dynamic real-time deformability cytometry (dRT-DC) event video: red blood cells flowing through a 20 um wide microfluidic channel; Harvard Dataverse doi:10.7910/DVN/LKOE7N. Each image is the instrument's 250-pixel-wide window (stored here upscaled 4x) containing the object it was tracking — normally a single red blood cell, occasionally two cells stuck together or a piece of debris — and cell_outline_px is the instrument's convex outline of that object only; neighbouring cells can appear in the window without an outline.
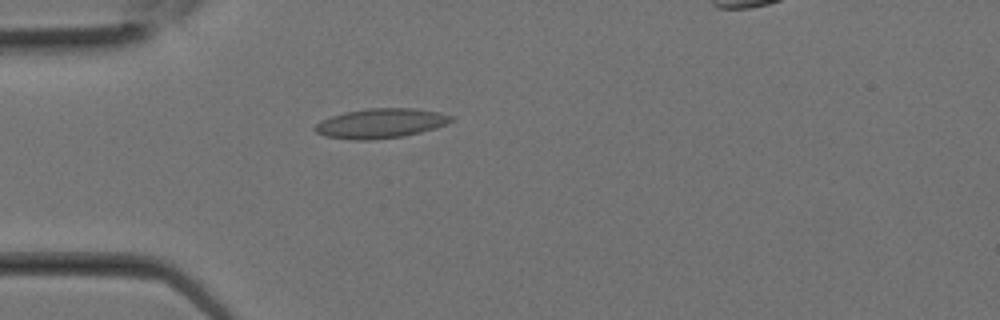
{"species": "Egyptian fruit bat (a non-hibernating species)", "species_latin": "Rousettus aegyptiacus", "temperature_condition": "room temperature", "stored_images_in_passage": 9, "camera_frame_rate_fps": 3000, "um_per_image_px": 0.085, "animal": {"sex": "female"}, "frame": {"image": 1, "passage_image": 7, "time_ms": 2.0, "image_size_px": [1000, 320], "cell_outline_px": [[456, 120], [448, 124], [436, 128], [404, 136], [372, 140], [352, 140], [324, 136], [316, 132], [312, 128], [316, 124], [332, 116], [344, 112], [368, 108], [412, 108], [436, 112], [456, 116]], "centroid_in_image_um": [32.4, 10.49], "position_along_channel_um": 52.6, "area_um2": 23.7}}
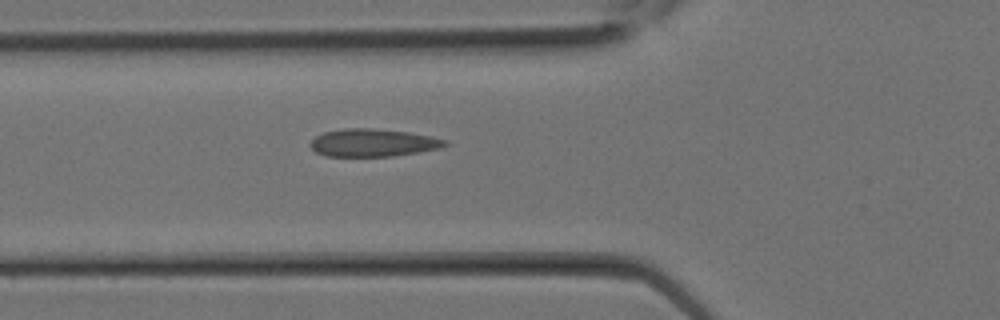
{"frame": {"image": 2, "passage_image": 9, "time_ms": 2.667, "image_size_px": [1000, 320], "cell_outline_px": [[448, 144], [440, 148], [392, 156], [324, 156], [316, 152], [308, 144], [316, 136], [324, 132], [344, 128], [372, 128], [408, 132], [432, 136], [448, 140]], "centroid_in_image_um": [31.7, 12.13], "position_along_channel_um": 94.1, "area_um2": 21.73}}